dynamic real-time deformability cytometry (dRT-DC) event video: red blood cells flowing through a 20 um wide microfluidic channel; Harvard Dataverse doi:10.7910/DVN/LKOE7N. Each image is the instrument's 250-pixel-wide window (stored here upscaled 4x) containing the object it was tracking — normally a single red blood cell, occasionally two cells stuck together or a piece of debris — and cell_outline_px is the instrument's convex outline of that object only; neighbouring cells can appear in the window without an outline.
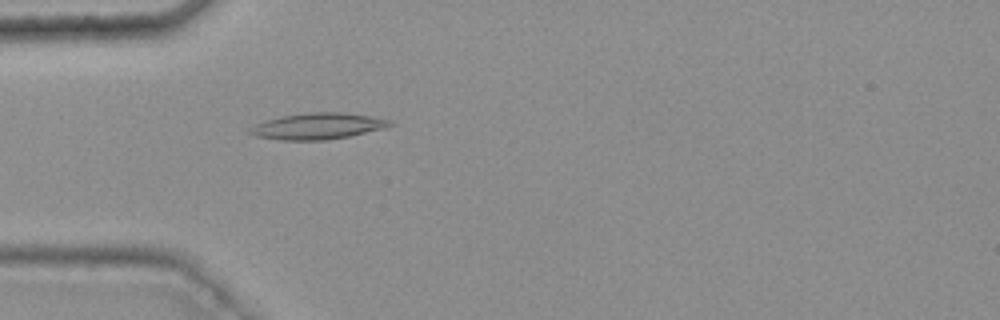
{"species": "common noctule bat (a hibernating species)", "species_latin": "Nyctalus noctula", "temperature_condition": "warm", "stored_images_in_passage": 49, "camera_frame_rate_fps": 3000, "um_per_image_px": 0.085, "animal": {"sex": "female", "body_mass_g": 25.1}, "frame": {"image": 1, "passage_image": 16, "time_ms": 5.0, "image_size_px": [1000, 320], "cell_outline_px": [[396, 124], [384, 128], [348, 136], [324, 140], [280, 140], [256, 136], [248, 132], [248, 128], [264, 120], [284, 116], [308, 112], [340, 112], [368, 116], [392, 120]], "centroid_in_image_um": [26.99, 10.72], "position_along_channel_um": 58.0, "area_um2": 21.27}}
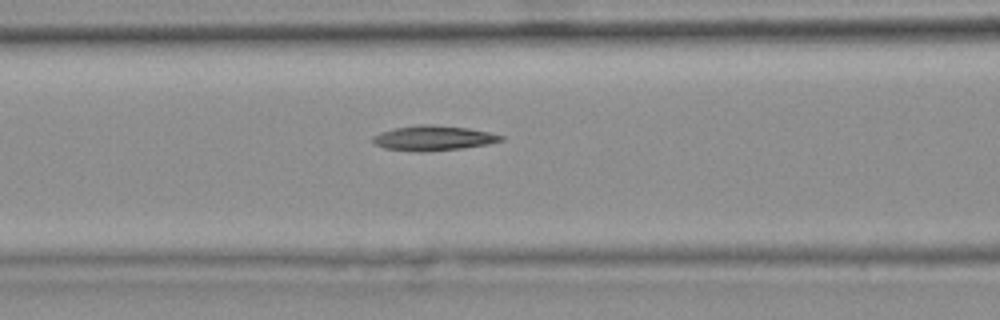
{"frame": {"image": 2, "passage_image": 22, "time_ms": 7.0, "image_size_px": [1000, 320], "cell_outline_px": [[504, 140], [484, 144], [460, 148], [420, 152], [384, 148], [376, 144], [372, 140], [372, 136], [380, 132], [396, 128], [416, 124], [432, 124], [468, 128], [488, 132], [504, 136]], "centroid_in_image_um": [36.79, 11.72], "position_along_channel_um": 129.8, "area_um2": 18.38}}
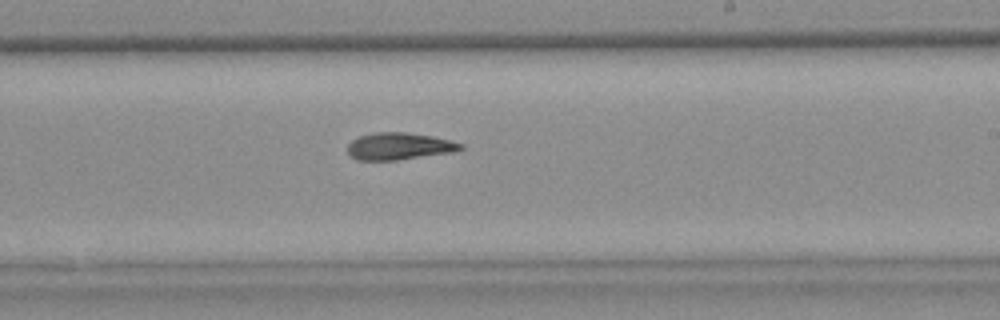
{"frame": {"image": 3, "passage_image": 32, "time_ms": 10.333, "image_size_px": [1000, 320], "cell_outline_px": [[464, 148], [452, 152], [396, 160], [356, 160], [348, 152], [348, 144], [352, 140], [360, 136], [372, 132], [408, 132], [432, 136], [464, 144]], "centroid_in_image_um": [33.91, 12.42], "position_along_channel_um": 255.1, "area_um2": 17.74}}